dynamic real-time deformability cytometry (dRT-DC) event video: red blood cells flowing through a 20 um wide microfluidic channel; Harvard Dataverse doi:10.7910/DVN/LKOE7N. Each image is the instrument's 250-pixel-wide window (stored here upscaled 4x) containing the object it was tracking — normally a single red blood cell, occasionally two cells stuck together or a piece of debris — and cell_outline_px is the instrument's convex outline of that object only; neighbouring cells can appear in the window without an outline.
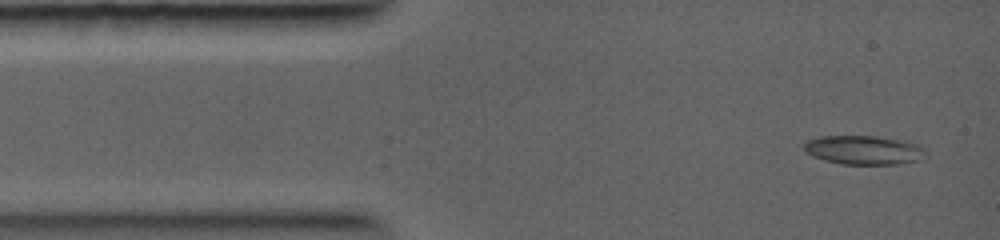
{"species": "common noctule bat (a hibernating species)", "species_latin": "Nyctalus noctula", "temperature_condition": "warm", "stored_images_in_passage": 23, "camera_frame_rate_fps": 5000, "um_per_image_px": 0.085, "animal": {"sex": "female", "body_mass_g": 19.0, "forearm_length_mm": 56.7}, "frame": {"image": 1, "passage_image": 1, "time_ms": 0.0, "image_size_px": [1000, 240], "cell_outline_px": [[924, 152], [920, 160], [896, 164], [840, 164], [824, 160], [812, 156], [804, 152], [804, 144], [808, 140], [820, 136], [876, 136], [900, 140], [916, 144]], "centroid_in_image_um": [73.33, 12.75], "position_along_channel_um": 11.7, "area_um2": 20.29}}
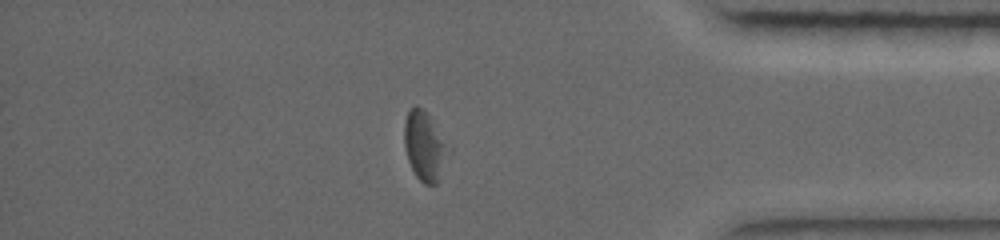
{"frame": {"image": 2, "passage_image": 14, "time_ms": 10.0, "image_size_px": [1000, 240], "cell_outline_px": [[452, 152], [436, 184], [424, 184], [416, 176], [408, 160], [404, 148], [404, 120], [408, 112], [416, 104], [424, 108], [428, 112], [452, 148]], "centroid_in_image_um": [36.14, 12.38], "position_along_channel_um": 399.1, "area_um2": 18.5}}
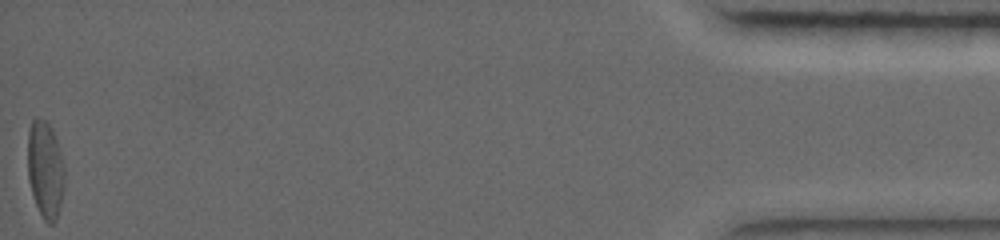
{"frame": {"image": 3, "passage_image": 23, "time_ms": 13.0, "image_size_px": [1000, 240], "cell_outline_px": [[64, 188], [56, 220], [52, 224], [48, 224], [44, 220], [36, 204], [28, 180], [28, 132], [32, 120], [36, 116], [40, 116], [52, 128], [60, 152], [64, 168]], "centroid_in_image_um": [3.84, 14.39], "position_along_channel_um": 431.4, "area_um2": 20.75}}